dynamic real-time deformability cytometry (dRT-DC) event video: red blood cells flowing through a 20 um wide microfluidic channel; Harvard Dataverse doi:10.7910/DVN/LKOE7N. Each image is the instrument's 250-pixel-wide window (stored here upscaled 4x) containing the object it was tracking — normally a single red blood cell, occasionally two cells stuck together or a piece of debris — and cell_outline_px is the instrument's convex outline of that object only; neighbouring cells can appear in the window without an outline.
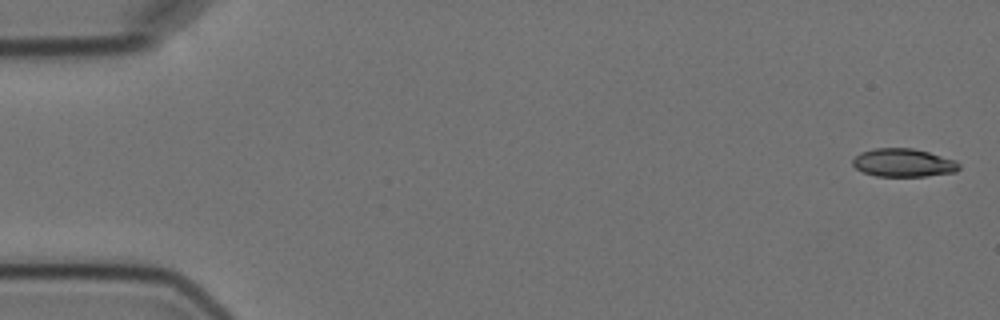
{"species": "Egyptian fruit bat (a non-hibernating species)", "species_latin": "Rousettus aegyptiacus", "temperature_condition": "cold", "stored_images_in_passage": 6, "camera_frame_rate_fps": 3000, "um_per_image_px": 0.085, "animal": {"sex": "female"}, "frame": {"image": 1, "passage_image": 1, "time_ms": 0.0, "image_size_px": [1000, 320], "cell_outline_px": [[960, 168], [956, 172], [924, 176], [876, 176], [864, 172], [856, 168], [852, 164], [852, 160], [860, 152], [876, 148], [912, 148], [928, 152], [956, 160], [960, 164]], "centroid_in_image_um": [76.8, 13.83], "position_along_channel_um": 8.2, "area_um2": 17.46}}
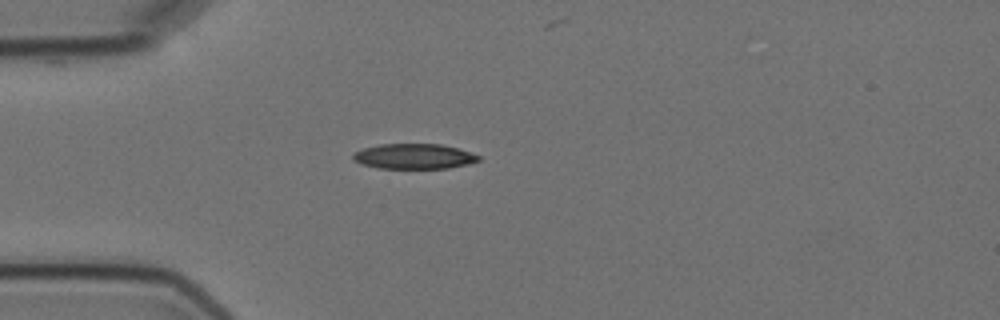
{"frame": {"image": 2, "passage_image": 5, "time_ms": 4.667, "image_size_px": [1000, 320], "cell_outline_px": [[480, 160], [468, 164], [448, 168], [380, 168], [364, 164], [352, 160], [352, 156], [356, 152], [364, 148], [380, 144], [440, 144], [456, 148], [480, 156]], "centroid_in_image_um": [35.19, 13.29], "position_along_channel_um": 49.8, "area_um2": 18.15}}